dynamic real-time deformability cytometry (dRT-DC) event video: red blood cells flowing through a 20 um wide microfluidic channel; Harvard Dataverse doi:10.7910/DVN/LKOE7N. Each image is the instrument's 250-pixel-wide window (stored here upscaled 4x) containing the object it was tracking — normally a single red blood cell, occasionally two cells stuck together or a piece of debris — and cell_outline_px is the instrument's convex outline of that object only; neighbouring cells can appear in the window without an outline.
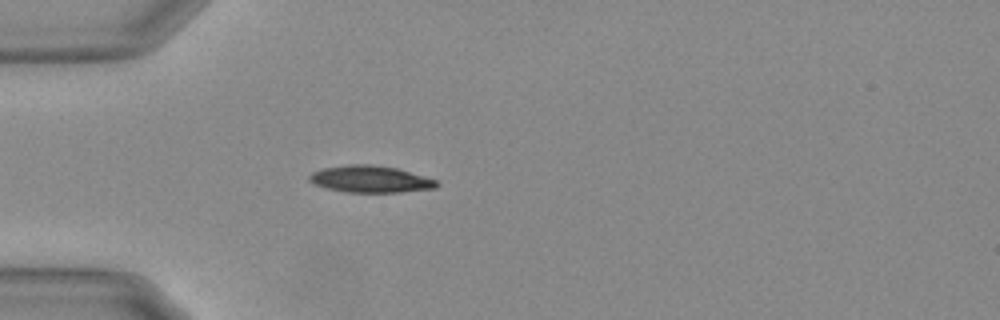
{"species": "Egyptian fruit bat (a non-hibernating species)", "species_latin": "Rousettus aegyptiacus", "temperature_condition": "warm", "stored_images_in_passage": 40, "camera_frame_rate_fps": 3000, "um_per_image_px": 0.085, "animal": {"sex": "female"}, "frame": {"image": 1, "passage_image": 1, "time_ms": 0.0, "image_size_px": [1000, 320], "cell_outline_px": [[440, 184], [436, 188], [400, 192], [348, 192], [328, 188], [316, 184], [308, 180], [308, 176], [312, 172], [324, 168], [348, 164], [372, 164], [396, 168], [436, 180]], "centroid_in_image_um": [31.48, 15.22], "position_along_channel_um": 53.5, "area_um2": 19.71}}
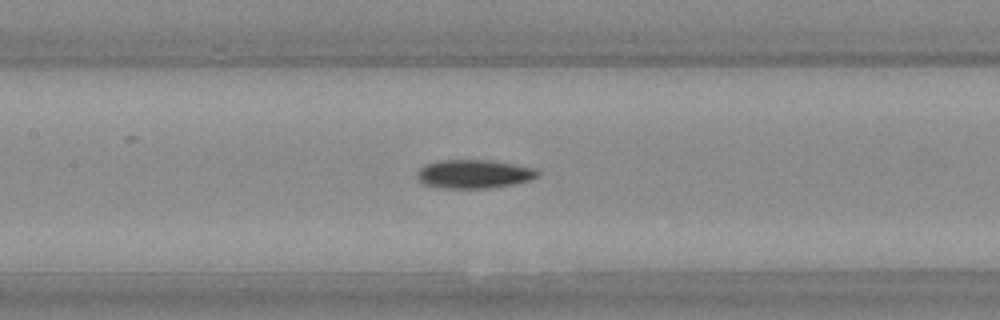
{"frame": {"image": 2, "passage_image": 11, "time_ms": 3.333, "image_size_px": [1000, 320], "cell_outline_px": [[540, 172], [536, 176], [528, 180], [516, 184], [492, 188], [440, 188], [424, 184], [416, 176], [420, 168], [428, 164], [440, 160], [492, 160], [536, 168]], "centroid_in_image_um": [40.31, 14.79], "position_along_channel_um": 167.1, "area_um2": 20.11}}
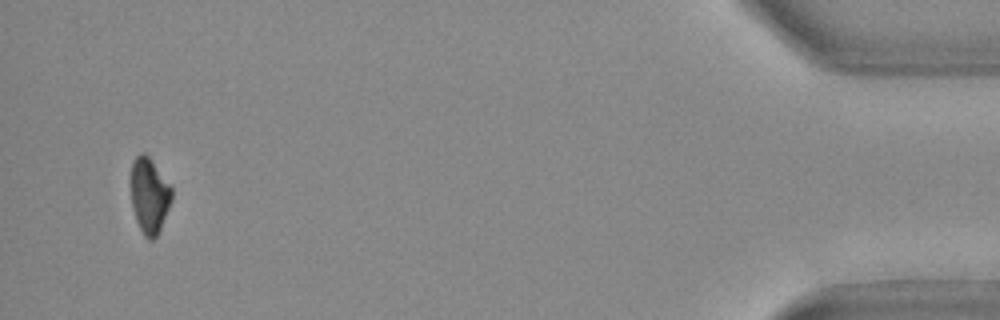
{"frame": {"image": 3, "passage_image": 38, "time_ms": 12.333, "image_size_px": [1000, 320], "cell_outline_px": [[172, 200], [160, 228], [156, 236], [152, 240], [148, 240], [144, 236], [136, 220], [132, 208], [128, 184], [128, 180], [132, 160], [140, 152], [144, 152], [148, 156], [172, 188]], "centroid_in_image_um": [12.63, 16.58], "position_along_channel_um": 422.6, "area_um2": 18.38}, "authors_computed_cell_mechanics": {"area_um2": 19.6809, "velocity_mm_per_s": 3.7159, "shape_relaxation_time_tau1_ms": 8.3343, "shape_relaxation_time_tau2_ms": null, "deformation_change_tau1": 0.2101, "deformation_change_tau2": null}}